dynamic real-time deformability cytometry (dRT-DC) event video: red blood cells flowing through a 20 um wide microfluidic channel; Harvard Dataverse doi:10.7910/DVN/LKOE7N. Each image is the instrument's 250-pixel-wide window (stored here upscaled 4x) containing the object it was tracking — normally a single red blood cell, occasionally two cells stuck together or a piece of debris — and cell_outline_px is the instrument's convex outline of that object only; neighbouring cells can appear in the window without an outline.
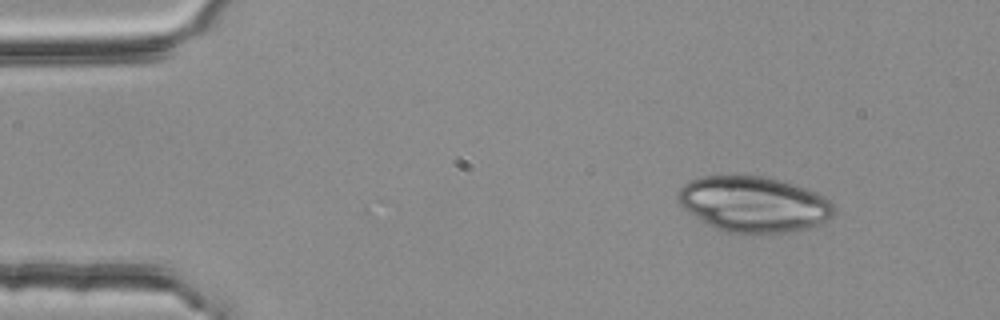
{"species": "common noctule bat (a hibernating species)", "species_latin": "Nyctalus noctula", "temperature_condition": "room temperature", "stored_images_in_passage": 2, "camera_frame_rate_fps": 3000, "um_per_image_px": 0.085, "animal": {"sex": "female", "body_mass_g": 25.1}, "frame": {"image": 1, "passage_image": 1, "time_ms": 0.0, "image_size_px": [1000, 320], "cell_outline_px": [[836, 212], [832, 216], [808, 228], [792, 232], [724, 232], [708, 224], [688, 212], [680, 204], [676, 196], [680, 188], [684, 184], [692, 180], [704, 176], [764, 176], [780, 180], [816, 192], [824, 196], [836, 208]], "centroid_in_image_um": [64.06, 17.35], "position_along_channel_um": 20.9, "area_um2": 50.05}}